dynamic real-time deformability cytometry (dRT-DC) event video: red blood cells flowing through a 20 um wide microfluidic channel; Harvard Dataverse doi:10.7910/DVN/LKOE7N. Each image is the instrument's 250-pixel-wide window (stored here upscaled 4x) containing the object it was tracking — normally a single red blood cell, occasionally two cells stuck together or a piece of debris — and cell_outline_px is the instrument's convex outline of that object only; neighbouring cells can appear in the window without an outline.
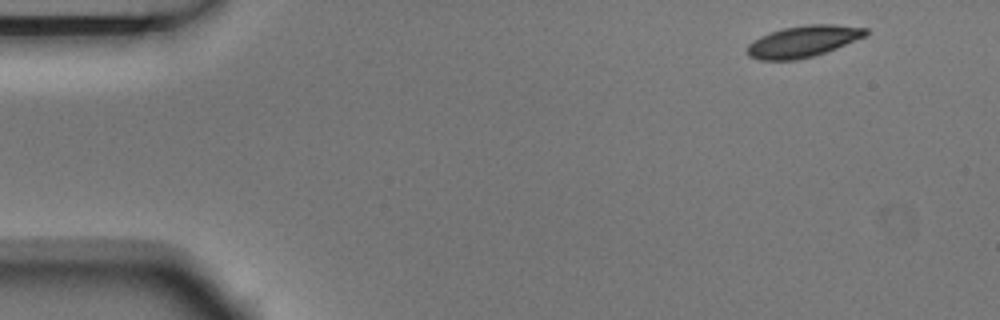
{"species": "Egyptian fruit bat (a non-hibernating species)", "species_latin": "Rousettus aegyptiacus", "temperature_condition": "room temperature", "stored_images_in_passage": 5, "camera_frame_rate_fps": 3000, "um_per_image_px": 0.085, "animal": {"sex": "male"}, "frame": {"image": 1, "passage_image": 1, "time_ms": 0.0, "image_size_px": [1000, 320], "cell_outline_px": [[868, 32], [864, 36], [836, 48], [812, 56], [796, 60], [760, 60], [748, 56], [748, 44], [760, 36], [784, 28], [808, 24], [832, 24], [868, 28]], "centroid_in_image_um": [68.25, 3.51], "position_along_channel_um": 16.8, "area_um2": 21.39}}